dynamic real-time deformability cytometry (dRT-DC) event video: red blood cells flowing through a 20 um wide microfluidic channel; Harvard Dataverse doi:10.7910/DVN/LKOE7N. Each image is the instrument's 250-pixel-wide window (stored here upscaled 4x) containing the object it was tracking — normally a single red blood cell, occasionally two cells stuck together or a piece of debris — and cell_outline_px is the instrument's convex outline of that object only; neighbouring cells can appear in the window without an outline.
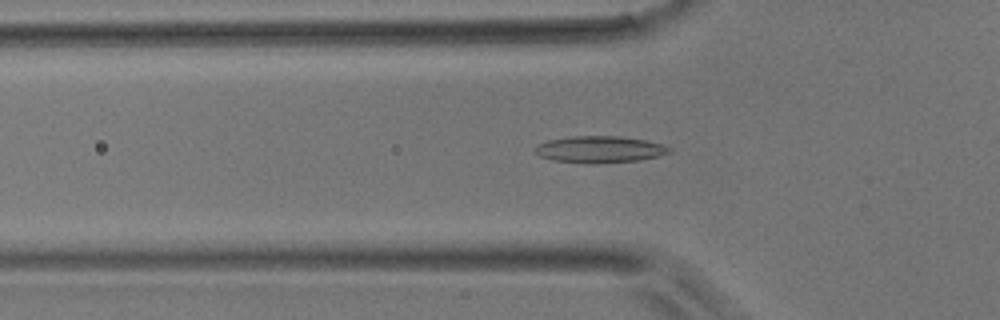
{"species": "common noctule bat (a hibernating species)", "species_latin": "Nyctalus noctula", "temperature_condition": "room temperature", "stored_images_in_passage": 50, "camera_frame_rate_fps": 3000, "um_per_image_px": 0.085, "animal": {"sex": "male", "body_mass_g": 17.9}, "frame": {"image": 1, "passage_image": 16, "time_ms": 5.0, "image_size_px": [1000, 320], "cell_outline_px": [[672, 152], [656, 156], [636, 160], [596, 164], [592, 164], [552, 160], [540, 156], [536, 152], [536, 144], [548, 140], [568, 136], [620, 136], [644, 140], [660, 144], [672, 148]], "centroid_in_image_um": [50.94, 12.69], "position_along_channel_um": 74.9, "area_um2": 20.81}}
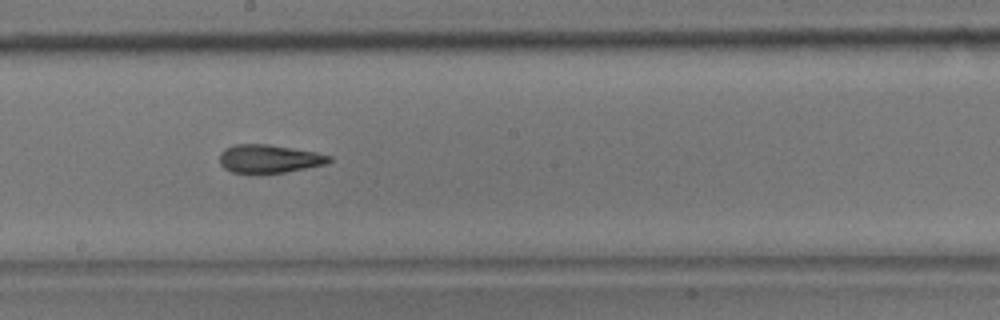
{"frame": {"image": 2, "passage_image": 27, "time_ms": 8.667, "image_size_px": [1000, 320], "cell_outline_px": [[332, 160], [328, 164], [284, 172], [232, 172], [224, 168], [220, 164], [220, 152], [224, 148], [236, 144], [268, 144], [316, 152], [332, 156]], "centroid_in_image_um": [22.89, 13.48], "position_along_channel_um": 225.3, "area_um2": 17.92}}
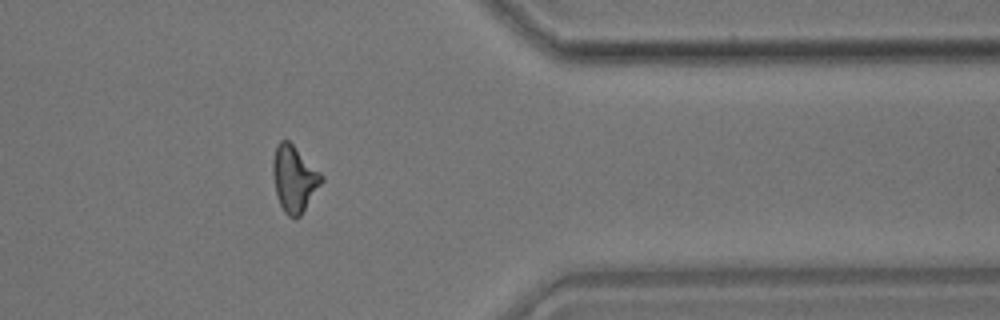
{"frame": {"image": 3, "passage_image": 40, "time_ms": 13.0, "image_size_px": [1000, 320], "cell_outline_px": [[324, 180], [300, 216], [288, 216], [284, 212], [276, 196], [272, 172], [272, 160], [276, 144], [280, 140], [288, 140], [324, 176]], "centroid_in_image_um": [24.98, 15.18], "position_along_channel_um": 386.4, "area_um2": 18.67}}